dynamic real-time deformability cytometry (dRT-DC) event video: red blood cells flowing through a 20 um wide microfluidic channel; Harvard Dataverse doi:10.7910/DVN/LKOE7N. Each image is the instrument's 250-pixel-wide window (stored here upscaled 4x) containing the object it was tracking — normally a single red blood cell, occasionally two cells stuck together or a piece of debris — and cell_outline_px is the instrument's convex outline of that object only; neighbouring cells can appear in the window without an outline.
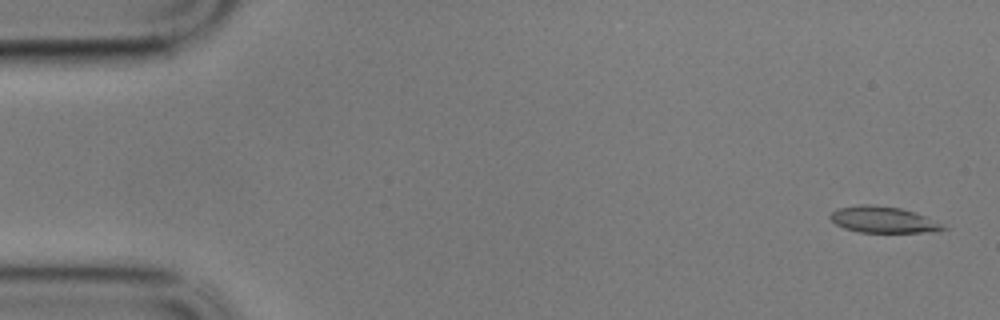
{"species": "common noctule bat (a hibernating species)", "species_latin": "Nyctalus noctula", "temperature_condition": "cold", "stored_images_in_passage": 59, "camera_frame_rate_fps": 3000, "um_per_image_px": 0.085, "animal": {"sex": "male", "body_mass_g": 17.9}, "frame": {"image": 1, "passage_image": 1, "time_ms": 0.0, "image_size_px": [1000, 320], "cell_outline_px": [[948, 228], [936, 232], [860, 232], [844, 228], [836, 224], [828, 216], [836, 208], [860, 204], [872, 204], [900, 208], [924, 216]], "centroid_in_image_um": [75.01, 18.67], "position_along_channel_um": 10.0, "area_um2": 17.11}}
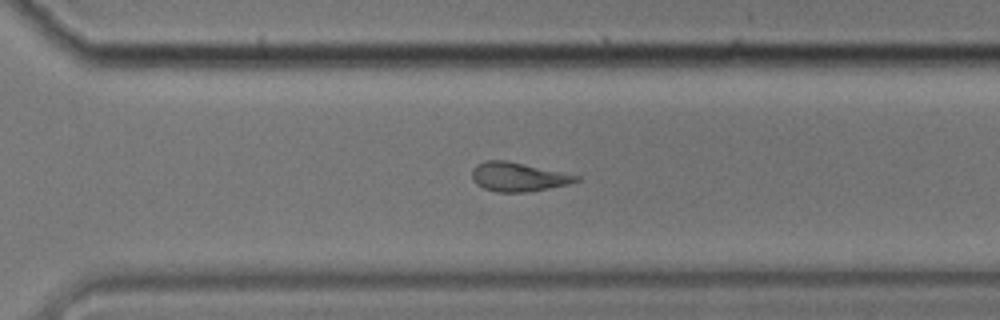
{"frame": {"image": 2, "passage_image": 40, "time_ms": 13.0, "image_size_px": [1000, 320], "cell_outline_px": [[580, 180], [568, 184], [528, 192], [496, 192], [484, 188], [476, 184], [472, 180], [472, 168], [476, 164], [484, 160], [504, 160], [524, 164], [580, 176]], "centroid_in_image_um": [43.99, 15.03], "position_along_channel_um": 326.6, "area_um2": 17.51}}
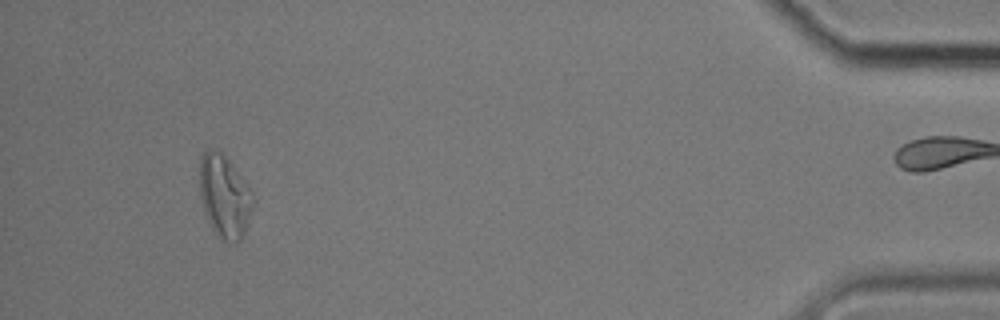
{"frame": {"image": 3, "passage_image": 54, "time_ms": 17.667, "image_size_px": [1000, 320], "cell_outline_px": [[256, 200], [244, 232], [240, 240], [236, 244], [228, 244], [220, 240], [212, 228], [204, 212], [200, 196], [200, 160], [204, 152], [208, 148], [212, 148], [224, 152], [252, 192]], "centroid_in_image_um": [19.09, 16.7], "position_along_channel_um": 416.1, "area_um2": 26.18}, "authors_computed_cell_mechanics": {"area_um2": 17.9758, "velocity_mm_per_s": 3.3875, "shape_relaxation_time_tau1_ms": null, "shape_relaxation_time_tau2_ms": 4.283, "deformation_change_tau1": null, "deformation_change_tau2": 0.1322}}